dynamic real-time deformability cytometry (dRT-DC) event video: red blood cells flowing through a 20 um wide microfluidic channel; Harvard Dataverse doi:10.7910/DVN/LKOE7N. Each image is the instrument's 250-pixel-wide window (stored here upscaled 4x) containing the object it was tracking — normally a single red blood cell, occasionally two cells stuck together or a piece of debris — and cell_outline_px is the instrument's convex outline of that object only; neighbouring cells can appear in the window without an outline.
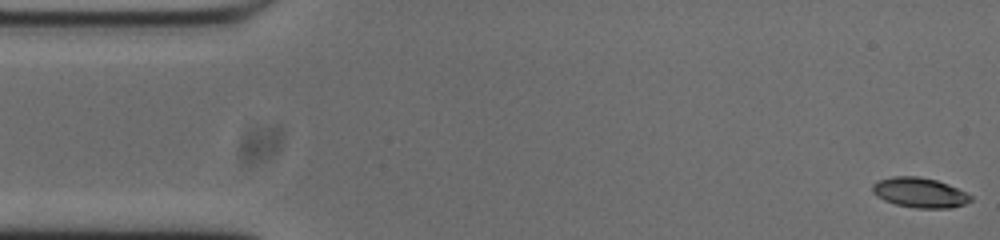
{"species": "common noctule bat (a hibernating species)", "species_latin": "Nyctalus noctula", "temperature_condition": "cold", "stored_images_in_passage": 14, "camera_frame_rate_fps": 3000, "um_per_image_px": 0.085, "animal": {"sex": "male", "body_mass_g": 20.0, "forearm_length_mm": 53.3}, "frame": {"image": 1, "passage_image": 1, "time_ms": 0.0, "image_size_px": [1000, 240], "cell_outline_px": [[972, 200], [964, 204], [952, 208], [916, 208], [896, 204], [884, 200], [876, 196], [872, 192], [872, 184], [876, 180], [892, 176], [916, 176], [936, 180], [948, 184], [972, 196]], "centroid_in_image_um": [78.13, 16.37], "position_along_channel_um": 6.9, "area_um2": 17.17}}
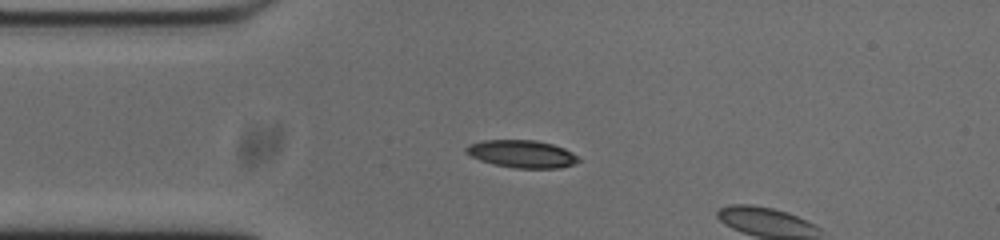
{"frame": {"image": 2, "passage_image": 12, "time_ms": 3.667, "image_size_px": [1000, 240], "cell_outline_px": [[580, 160], [572, 164], [560, 168], [516, 168], [492, 164], [480, 160], [464, 152], [464, 148], [468, 144], [484, 140], [536, 140], [552, 144], [564, 148], [580, 156]], "centroid_in_image_um": [44.35, 13.08], "position_along_channel_um": 40.6, "area_um2": 18.15}}